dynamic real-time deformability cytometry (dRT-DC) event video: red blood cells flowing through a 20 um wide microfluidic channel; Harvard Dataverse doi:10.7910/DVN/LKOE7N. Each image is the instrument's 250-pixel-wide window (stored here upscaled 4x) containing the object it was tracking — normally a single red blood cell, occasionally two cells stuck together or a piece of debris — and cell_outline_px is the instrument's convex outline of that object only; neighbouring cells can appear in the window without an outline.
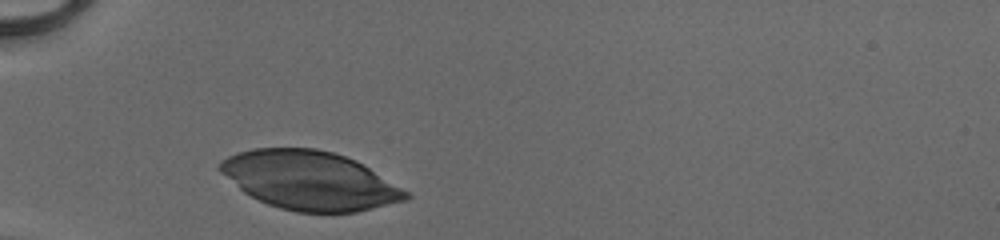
{"species": "human", "species_latin": "Homo sapiens", "temperature_condition": "cold", "stored_images_in_passage": 27, "camera_frame_rate_fps": 3000, "um_per_image_px": 0.085, "donor": {"sex": "male"}, "frame": {"image": 1, "passage_image": 1, "time_ms": 0.0, "image_size_px": [1000, 240], "cell_outline_px": [[412, 196], [408, 200], [356, 212], [296, 212], [280, 208], [268, 204], [244, 192], [220, 172], [216, 168], [220, 160], [236, 152], [252, 148], [316, 148], [332, 152], [356, 160], [408, 192]], "centroid_in_image_um": [26.3, 15.33], "position_along_channel_um": 58.7, "area_um2": 63.29}}